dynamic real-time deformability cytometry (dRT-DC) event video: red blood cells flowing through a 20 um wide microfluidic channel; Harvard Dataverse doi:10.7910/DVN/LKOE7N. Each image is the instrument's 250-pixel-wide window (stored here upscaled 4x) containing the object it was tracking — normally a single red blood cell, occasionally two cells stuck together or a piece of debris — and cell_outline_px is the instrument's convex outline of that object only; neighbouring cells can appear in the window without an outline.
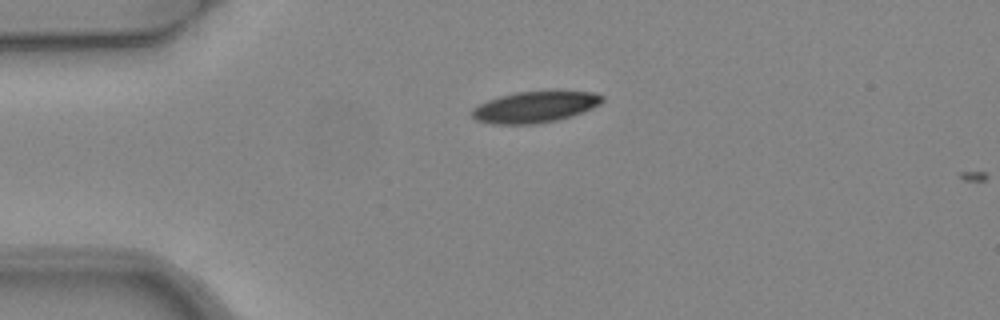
{"species": "common noctule bat (a hibernating species)", "species_latin": "Nyctalus noctula", "temperature_condition": "warm", "stored_images_in_passage": 2, "camera_frame_rate_fps": 3000, "um_per_image_px": 0.085, "animal": {"sex": "female", "body_mass_g": 24.6, "forearm_length_mm": 56.2}, "frame": {"image": 1, "passage_image": 1, "time_ms": 0.0, "image_size_px": [1000, 320], "cell_outline_px": [[604, 100], [600, 104], [592, 108], [572, 116], [556, 120], [536, 124], [488, 124], [476, 120], [472, 116], [472, 108], [488, 100], [500, 96], [516, 92], [552, 88], [556, 88], [596, 92], [604, 96]], "centroid_in_image_um": [45.54, 9.04], "position_along_channel_um": 39.5, "area_um2": 24.74}}